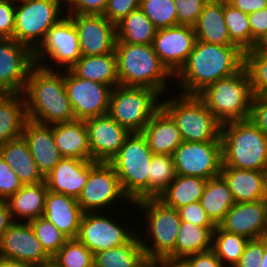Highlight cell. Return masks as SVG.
I'll list each match as a JSON object with an SVG mask.
<instances>
[{
    "label": "cell",
    "mask_w": 267,
    "mask_h": 267,
    "mask_svg": "<svg viewBox=\"0 0 267 267\" xmlns=\"http://www.w3.org/2000/svg\"><path fill=\"white\" fill-rule=\"evenodd\" d=\"M15 29V5L9 0H0V38L13 39Z\"/></svg>",
    "instance_id": "f5cc1de1"
},
{
    "label": "cell",
    "mask_w": 267,
    "mask_h": 267,
    "mask_svg": "<svg viewBox=\"0 0 267 267\" xmlns=\"http://www.w3.org/2000/svg\"><path fill=\"white\" fill-rule=\"evenodd\" d=\"M22 137L30 149L39 172L45 177L63 158L54 140L53 125H43L28 120Z\"/></svg>",
    "instance_id": "7402d4cb"
},
{
    "label": "cell",
    "mask_w": 267,
    "mask_h": 267,
    "mask_svg": "<svg viewBox=\"0 0 267 267\" xmlns=\"http://www.w3.org/2000/svg\"><path fill=\"white\" fill-rule=\"evenodd\" d=\"M249 120L267 136V95L253 96Z\"/></svg>",
    "instance_id": "816d5d0a"
},
{
    "label": "cell",
    "mask_w": 267,
    "mask_h": 267,
    "mask_svg": "<svg viewBox=\"0 0 267 267\" xmlns=\"http://www.w3.org/2000/svg\"><path fill=\"white\" fill-rule=\"evenodd\" d=\"M206 182V179L200 177L176 175L158 199L166 206L179 209L200 201Z\"/></svg>",
    "instance_id": "e575fe53"
},
{
    "label": "cell",
    "mask_w": 267,
    "mask_h": 267,
    "mask_svg": "<svg viewBox=\"0 0 267 267\" xmlns=\"http://www.w3.org/2000/svg\"><path fill=\"white\" fill-rule=\"evenodd\" d=\"M28 121L22 93H0V146L22 136Z\"/></svg>",
    "instance_id": "f546056e"
},
{
    "label": "cell",
    "mask_w": 267,
    "mask_h": 267,
    "mask_svg": "<svg viewBox=\"0 0 267 267\" xmlns=\"http://www.w3.org/2000/svg\"><path fill=\"white\" fill-rule=\"evenodd\" d=\"M74 23L82 56H97L115 51L116 24L103 15L67 14Z\"/></svg>",
    "instance_id": "e0dca14e"
},
{
    "label": "cell",
    "mask_w": 267,
    "mask_h": 267,
    "mask_svg": "<svg viewBox=\"0 0 267 267\" xmlns=\"http://www.w3.org/2000/svg\"><path fill=\"white\" fill-rule=\"evenodd\" d=\"M157 267H189L183 259H172L164 257L154 262Z\"/></svg>",
    "instance_id": "680465c9"
},
{
    "label": "cell",
    "mask_w": 267,
    "mask_h": 267,
    "mask_svg": "<svg viewBox=\"0 0 267 267\" xmlns=\"http://www.w3.org/2000/svg\"><path fill=\"white\" fill-rule=\"evenodd\" d=\"M141 133L153 154L173 155L183 142L176 122L162 107L150 118Z\"/></svg>",
    "instance_id": "d4e9b609"
},
{
    "label": "cell",
    "mask_w": 267,
    "mask_h": 267,
    "mask_svg": "<svg viewBox=\"0 0 267 267\" xmlns=\"http://www.w3.org/2000/svg\"><path fill=\"white\" fill-rule=\"evenodd\" d=\"M157 28L138 8L116 24V43L152 45Z\"/></svg>",
    "instance_id": "d590c367"
},
{
    "label": "cell",
    "mask_w": 267,
    "mask_h": 267,
    "mask_svg": "<svg viewBox=\"0 0 267 267\" xmlns=\"http://www.w3.org/2000/svg\"><path fill=\"white\" fill-rule=\"evenodd\" d=\"M260 267H267V237H264V253Z\"/></svg>",
    "instance_id": "6125c7cd"
},
{
    "label": "cell",
    "mask_w": 267,
    "mask_h": 267,
    "mask_svg": "<svg viewBox=\"0 0 267 267\" xmlns=\"http://www.w3.org/2000/svg\"><path fill=\"white\" fill-rule=\"evenodd\" d=\"M216 227H202L181 221L175 244V259L212 249V233Z\"/></svg>",
    "instance_id": "8d00e7d4"
},
{
    "label": "cell",
    "mask_w": 267,
    "mask_h": 267,
    "mask_svg": "<svg viewBox=\"0 0 267 267\" xmlns=\"http://www.w3.org/2000/svg\"><path fill=\"white\" fill-rule=\"evenodd\" d=\"M248 19L252 34V49L256 41L267 32V7L251 14Z\"/></svg>",
    "instance_id": "db71d44e"
},
{
    "label": "cell",
    "mask_w": 267,
    "mask_h": 267,
    "mask_svg": "<svg viewBox=\"0 0 267 267\" xmlns=\"http://www.w3.org/2000/svg\"><path fill=\"white\" fill-rule=\"evenodd\" d=\"M88 175L89 160L63 157L44 181L49 191L77 199Z\"/></svg>",
    "instance_id": "603a6c76"
},
{
    "label": "cell",
    "mask_w": 267,
    "mask_h": 267,
    "mask_svg": "<svg viewBox=\"0 0 267 267\" xmlns=\"http://www.w3.org/2000/svg\"><path fill=\"white\" fill-rule=\"evenodd\" d=\"M193 28L196 40L216 45H234L224 19V0H209Z\"/></svg>",
    "instance_id": "4316f807"
},
{
    "label": "cell",
    "mask_w": 267,
    "mask_h": 267,
    "mask_svg": "<svg viewBox=\"0 0 267 267\" xmlns=\"http://www.w3.org/2000/svg\"><path fill=\"white\" fill-rule=\"evenodd\" d=\"M183 260L189 267H225L212 250L188 255Z\"/></svg>",
    "instance_id": "11a10c76"
},
{
    "label": "cell",
    "mask_w": 267,
    "mask_h": 267,
    "mask_svg": "<svg viewBox=\"0 0 267 267\" xmlns=\"http://www.w3.org/2000/svg\"><path fill=\"white\" fill-rule=\"evenodd\" d=\"M22 94L30 121L54 125L75 120L65 88L64 70L34 65Z\"/></svg>",
    "instance_id": "7a4b0ae2"
},
{
    "label": "cell",
    "mask_w": 267,
    "mask_h": 267,
    "mask_svg": "<svg viewBox=\"0 0 267 267\" xmlns=\"http://www.w3.org/2000/svg\"><path fill=\"white\" fill-rule=\"evenodd\" d=\"M140 9L157 29L178 25L174 0H141Z\"/></svg>",
    "instance_id": "7bdbcfd3"
},
{
    "label": "cell",
    "mask_w": 267,
    "mask_h": 267,
    "mask_svg": "<svg viewBox=\"0 0 267 267\" xmlns=\"http://www.w3.org/2000/svg\"><path fill=\"white\" fill-rule=\"evenodd\" d=\"M108 0H68L66 14L103 15Z\"/></svg>",
    "instance_id": "f907efd6"
},
{
    "label": "cell",
    "mask_w": 267,
    "mask_h": 267,
    "mask_svg": "<svg viewBox=\"0 0 267 267\" xmlns=\"http://www.w3.org/2000/svg\"><path fill=\"white\" fill-rule=\"evenodd\" d=\"M161 100L151 88L117 85L110 94L108 115L130 133L142 132L161 108Z\"/></svg>",
    "instance_id": "9c48e42d"
},
{
    "label": "cell",
    "mask_w": 267,
    "mask_h": 267,
    "mask_svg": "<svg viewBox=\"0 0 267 267\" xmlns=\"http://www.w3.org/2000/svg\"><path fill=\"white\" fill-rule=\"evenodd\" d=\"M13 222L6 200H0V242Z\"/></svg>",
    "instance_id": "6f0895ef"
},
{
    "label": "cell",
    "mask_w": 267,
    "mask_h": 267,
    "mask_svg": "<svg viewBox=\"0 0 267 267\" xmlns=\"http://www.w3.org/2000/svg\"><path fill=\"white\" fill-rule=\"evenodd\" d=\"M199 202L216 225L224 219L227 211L235 204L232 192L221 175L207 180Z\"/></svg>",
    "instance_id": "836d02e7"
},
{
    "label": "cell",
    "mask_w": 267,
    "mask_h": 267,
    "mask_svg": "<svg viewBox=\"0 0 267 267\" xmlns=\"http://www.w3.org/2000/svg\"><path fill=\"white\" fill-rule=\"evenodd\" d=\"M224 231L245 236L248 239L266 237L267 201L235 203L218 224Z\"/></svg>",
    "instance_id": "44dd1931"
},
{
    "label": "cell",
    "mask_w": 267,
    "mask_h": 267,
    "mask_svg": "<svg viewBox=\"0 0 267 267\" xmlns=\"http://www.w3.org/2000/svg\"><path fill=\"white\" fill-rule=\"evenodd\" d=\"M172 156L177 175L200 177L206 180L220 175L221 142L183 141Z\"/></svg>",
    "instance_id": "5bb4252c"
},
{
    "label": "cell",
    "mask_w": 267,
    "mask_h": 267,
    "mask_svg": "<svg viewBox=\"0 0 267 267\" xmlns=\"http://www.w3.org/2000/svg\"><path fill=\"white\" fill-rule=\"evenodd\" d=\"M85 124L88 130L90 160L110 163L130 132L108 114L88 118Z\"/></svg>",
    "instance_id": "ffe728a7"
},
{
    "label": "cell",
    "mask_w": 267,
    "mask_h": 267,
    "mask_svg": "<svg viewBox=\"0 0 267 267\" xmlns=\"http://www.w3.org/2000/svg\"><path fill=\"white\" fill-rule=\"evenodd\" d=\"M34 65L33 51L28 46L0 38V93H23Z\"/></svg>",
    "instance_id": "2e32d148"
},
{
    "label": "cell",
    "mask_w": 267,
    "mask_h": 267,
    "mask_svg": "<svg viewBox=\"0 0 267 267\" xmlns=\"http://www.w3.org/2000/svg\"><path fill=\"white\" fill-rule=\"evenodd\" d=\"M176 175L172 155L153 154L149 169V198H158Z\"/></svg>",
    "instance_id": "ab89813d"
},
{
    "label": "cell",
    "mask_w": 267,
    "mask_h": 267,
    "mask_svg": "<svg viewBox=\"0 0 267 267\" xmlns=\"http://www.w3.org/2000/svg\"><path fill=\"white\" fill-rule=\"evenodd\" d=\"M109 213L110 211L107 213L105 211L85 212L81 219L76 238L93 255L103 250L124 245L137 233L135 229L137 223L129 227L128 225L131 224L120 222L117 216L112 217L116 213Z\"/></svg>",
    "instance_id": "4fadbf2b"
},
{
    "label": "cell",
    "mask_w": 267,
    "mask_h": 267,
    "mask_svg": "<svg viewBox=\"0 0 267 267\" xmlns=\"http://www.w3.org/2000/svg\"><path fill=\"white\" fill-rule=\"evenodd\" d=\"M264 253V237L249 239L235 267H260Z\"/></svg>",
    "instance_id": "681fc988"
},
{
    "label": "cell",
    "mask_w": 267,
    "mask_h": 267,
    "mask_svg": "<svg viewBox=\"0 0 267 267\" xmlns=\"http://www.w3.org/2000/svg\"><path fill=\"white\" fill-rule=\"evenodd\" d=\"M153 153L141 132L130 133L110 161L124 194L134 203L149 198V169Z\"/></svg>",
    "instance_id": "52a82bcc"
},
{
    "label": "cell",
    "mask_w": 267,
    "mask_h": 267,
    "mask_svg": "<svg viewBox=\"0 0 267 267\" xmlns=\"http://www.w3.org/2000/svg\"><path fill=\"white\" fill-rule=\"evenodd\" d=\"M84 213L77 199L47 191L43 217L53 223L69 239L77 237Z\"/></svg>",
    "instance_id": "cb8c5ba5"
},
{
    "label": "cell",
    "mask_w": 267,
    "mask_h": 267,
    "mask_svg": "<svg viewBox=\"0 0 267 267\" xmlns=\"http://www.w3.org/2000/svg\"><path fill=\"white\" fill-rule=\"evenodd\" d=\"M209 0H174L177 10L178 25L193 26Z\"/></svg>",
    "instance_id": "f6af8a7d"
},
{
    "label": "cell",
    "mask_w": 267,
    "mask_h": 267,
    "mask_svg": "<svg viewBox=\"0 0 267 267\" xmlns=\"http://www.w3.org/2000/svg\"><path fill=\"white\" fill-rule=\"evenodd\" d=\"M265 200L267 201V170H266V176H265Z\"/></svg>",
    "instance_id": "03108f58"
},
{
    "label": "cell",
    "mask_w": 267,
    "mask_h": 267,
    "mask_svg": "<svg viewBox=\"0 0 267 267\" xmlns=\"http://www.w3.org/2000/svg\"><path fill=\"white\" fill-rule=\"evenodd\" d=\"M11 3H13L14 5L20 4V3H24V2H28L31 0H9Z\"/></svg>",
    "instance_id": "e7e4bbea"
},
{
    "label": "cell",
    "mask_w": 267,
    "mask_h": 267,
    "mask_svg": "<svg viewBox=\"0 0 267 267\" xmlns=\"http://www.w3.org/2000/svg\"><path fill=\"white\" fill-rule=\"evenodd\" d=\"M0 257L38 266L50 262L29 222H13L0 242Z\"/></svg>",
    "instance_id": "d6986e66"
},
{
    "label": "cell",
    "mask_w": 267,
    "mask_h": 267,
    "mask_svg": "<svg viewBox=\"0 0 267 267\" xmlns=\"http://www.w3.org/2000/svg\"><path fill=\"white\" fill-rule=\"evenodd\" d=\"M248 238L224 231L219 225L212 233V251L225 267H235L241 258Z\"/></svg>",
    "instance_id": "74e56055"
},
{
    "label": "cell",
    "mask_w": 267,
    "mask_h": 267,
    "mask_svg": "<svg viewBox=\"0 0 267 267\" xmlns=\"http://www.w3.org/2000/svg\"><path fill=\"white\" fill-rule=\"evenodd\" d=\"M65 5L64 0H31L15 5L13 39L34 51L46 32L66 15Z\"/></svg>",
    "instance_id": "30bf717a"
},
{
    "label": "cell",
    "mask_w": 267,
    "mask_h": 267,
    "mask_svg": "<svg viewBox=\"0 0 267 267\" xmlns=\"http://www.w3.org/2000/svg\"><path fill=\"white\" fill-rule=\"evenodd\" d=\"M198 96L222 124L249 119L253 94L244 67L210 84Z\"/></svg>",
    "instance_id": "ba28073f"
},
{
    "label": "cell",
    "mask_w": 267,
    "mask_h": 267,
    "mask_svg": "<svg viewBox=\"0 0 267 267\" xmlns=\"http://www.w3.org/2000/svg\"><path fill=\"white\" fill-rule=\"evenodd\" d=\"M114 52L119 85L151 88L162 97L171 93L168 88L174 76L161 63L152 45L116 43Z\"/></svg>",
    "instance_id": "277c9868"
},
{
    "label": "cell",
    "mask_w": 267,
    "mask_h": 267,
    "mask_svg": "<svg viewBox=\"0 0 267 267\" xmlns=\"http://www.w3.org/2000/svg\"><path fill=\"white\" fill-rule=\"evenodd\" d=\"M64 81L75 119L108 114L111 87L77 77L70 70H64Z\"/></svg>",
    "instance_id": "9a60e30c"
},
{
    "label": "cell",
    "mask_w": 267,
    "mask_h": 267,
    "mask_svg": "<svg viewBox=\"0 0 267 267\" xmlns=\"http://www.w3.org/2000/svg\"><path fill=\"white\" fill-rule=\"evenodd\" d=\"M94 255L77 238H70L52 257L59 267H93Z\"/></svg>",
    "instance_id": "60d3db41"
},
{
    "label": "cell",
    "mask_w": 267,
    "mask_h": 267,
    "mask_svg": "<svg viewBox=\"0 0 267 267\" xmlns=\"http://www.w3.org/2000/svg\"><path fill=\"white\" fill-rule=\"evenodd\" d=\"M220 175L227 182L235 203L265 199L266 171L221 167Z\"/></svg>",
    "instance_id": "484cf974"
},
{
    "label": "cell",
    "mask_w": 267,
    "mask_h": 267,
    "mask_svg": "<svg viewBox=\"0 0 267 267\" xmlns=\"http://www.w3.org/2000/svg\"><path fill=\"white\" fill-rule=\"evenodd\" d=\"M81 56L78 33L67 14L46 32L33 51L34 64L48 70H69Z\"/></svg>",
    "instance_id": "7c38bea8"
},
{
    "label": "cell",
    "mask_w": 267,
    "mask_h": 267,
    "mask_svg": "<svg viewBox=\"0 0 267 267\" xmlns=\"http://www.w3.org/2000/svg\"><path fill=\"white\" fill-rule=\"evenodd\" d=\"M54 140L62 157L90 160L88 130L85 120L53 125Z\"/></svg>",
    "instance_id": "83f0119b"
},
{
    "label": "cell",
    "mask_w": 267,
    "mask_h": 267,
    "mask_svg": "<svg viewBox=\"0 0 267 267\" xmlns=\"http://www.w3.org/2000/svg\"><path fill=\"white\" fill-rule=\"evenodd\" d=\"M242 67L243 52L237 46L196 40L185 64L174 75V89L179 88L177 92L181 94L198 95L210 84L237 73Z\"/></svg>",
    "instance_id": "6da1fadb"
},
{
    "label": "cell",
    "mask_w": 267,
    "mask_h": 267,
    "mask_svg": "<svg viewBox=\"0 0 267 267\" xmlns=\"http://www.w3.org/2000/svg\"><path fill=\"white\" fill-rule=\"evenodd\" d=\"M36 238L52 258L69 239L53 223L41 216L29 222Z\"/></svg>",
    "instance_id": "ee69618b"
},
{
    "label": "cell",
    "mask_w": 267,
    "mask_h": 267,
    "mask_svg": "<svg viewBox=\"0 0 267 267\" xmlns=\"http://www.w3.org/2000/svg\"><path fill=\"white\" fill-rule=\"evenodd\" d=\"M177 210L181 221L191 222L202 227L217 226L207 215L199 201L185 205Z\"/></svg>",
    "instance_id": "c3c4849f"
},
{
    "label": "cell",
    "mask_w": 267,
    "mask_h": 267,
    "mask_svg": "<svg viewBox=\"0 0 267 267\" xmlns=\"http://www.w3.org/2000/svg\"><path fill=\"white\" fill-rule=\"evenodd\" d=\"M22 182L13 169L0 156V200H7L14 195L21 187Z\"/></svg>",
    "instance_id": "bcb514c9"
},
{
    "label": "cell",
    "mask_w": 267,
    "mask_h": 267,
    "mask_svg": "<svg viewBox=\"0 0 267 267\" xmlns=\"http://www.w3.org/2000/svg\"><path fill=\"white\" fill-rule=\"evenodd\" d=\"M234 8L243 13L251 14L267 7V0H226Z\"/></svg>",
    "instance_id": "9f6ffc18"
},
{
    "label": "cell",
    "mask_w": 267,
    "mask_h": 267,
    "mask_svg": "<svg viewBox=\"0 0 267 267\" xmlns=\"http://www.w3.org/2000/svg\"><path fill=\"white\" fill-rule=\"evenodd\" d=\"M35 267H59V266L53 260H51L50 262L40 264V265L35 266Z\"/></svg>",
    "instance_id": "be15d7a7"
},
{
    "label": "cell",
    "mask_w": 267,
    "mask_h": 267,
    "mask_svg": "<svg viewBox=\"0 0 267 267\" xmlns=\"http://www.w3.org/2000/svg\"><path fill=\"white\" fill-rule=\"evenodd\" d=\"M147 267H157L154 263H150Z\"/></svg>",
    "instance_id": "003e7915"
},
{
    "label": "cell",
    "mask_w": 267,
    "mask_h": 267,
    "mask_svg": "<svg viewBox=\"0 0 267 267\" xmlns=\"http://www.w3.org/2000/svg\"><path fill=\"white\" fill-rule=\"evenodd\" d=\"M94 267H147L140 237L136 233L126 244L94 254Z\"/></svg>",
    "instance_id": "d6a6232c"
},
{
    "label": "cell",
    "mask_w": 267,
    "mask_h": 267,
    "mask_svg": "<svg viewBox=\"0 0 267 267\" xmlns=\"http://www.w3.org/2000/svg\"><path fill=\"white\" fill-rule=\"evenodd\" d=\"M222 167L267 170V136L249 119L221 126Z\"/></svg>",
    "instance_id": "5b68a950"
},
{
    "label": "cell",
    "mask_w": 267,
    "mask_h": 267,
    "mask_svg": "<svg viewBox=\"0 0 267 267\" xmlns=\"http://www.w3.org/2000/svg\"><path fill=\"white\" fill-rule=\"evenodd\" d=\"M224 19L231 42L242 52L252 50V34L248 14L224 0Z\"/></svg>",
    "instance_id": "f35d334b"
},
{
    "label": "cell",
    "mask_w": 267,
    "mask_h": 267,
    "mask_svg": "<svg viewBox=\"0 0 267 267\" xmlns=\"http://www.w3.org/2000/svg\"><path fill=\"white\" fill-rule=\"evenodd\" d=\"M75 76L108 85H119L115 52L97 56H81L69 69Z\"/></svg>",
    "instance_id": "1f68e13d"
},
{
    "label": "cell",
    "mask_w": 267,
    "mask_h": 267,
    "mask_svg": "<svg viewBox=\"0 0 267 267\" xmlns=\"http://www.w3.org/2000/svg\"><path fill=\"white\" fill-rule=\"evenodd\" d=\"M141 0H108L103 16L117 24L132 11L140 8Z\"/></svg>",
    "instance_id": "7dc6e473"
},
{
    "label": "cell",
    "mask_w": 267,
    "mask_h": 267,
    "mask_svg": "<svg viewBox=\"0 0 267 267\" xmlns=\"http://www.w3.org/2000/svg\"><path fill=\"white\" fill-rule=\"evenodd\" d=\"M48 191L45 181L38 184L23 185L6 202L15 222H30L43 216L45 196Z\"/></svg>",
    "instance_id": "f1b7e54d"
},
{
    "label": "cell",
    "mask_w": 267,
    "mask_h": 267,
    "mask_svg": "<svg viewBox=\"0 0 267 267\" xmlns=\"http://www.w3.org/2000/svg\"><path fill=\"white\" fill-rule=\"evenodd\" d=\"M243 67L248 75L253 96L267 95V56L253 50L245 51Z\"/></svg>",
    "instance_id": "b9f144b4"
},
{
    "label": "cell",
    "mask_w": 267,
    "mask_h": 267,
    "mask_svg": "<svg viewBox=\"0 0 267 267\" xmlns=\"http://www.w3.org/2000/svg\"><path fill=\"white\" fill-rule=\"evenodd\" d=\"M195 42L193 26L179 24L158 29L152 46L161 63L174 76L185 64Z\"/></svg>",
    "instance_id": "ac0fdd59"
},
{
    "label": "cell",
    "mask_w": 267,
    "mask_h": 267,
    "mask_svg": "<svg viewBox=\"0 0 267 267\" xmlns=\"http://www.w3.org/2000/svg\"><path fill=\"white\" fill-rule=\"evenodd\" d=\"M133 206L138 207L133 209L140 211L138 213L142 214L143 221L145 220L146 231L143 228L141 232L139 225L136 229L146 259L150 263L164 257L175 259V244L181 225L178 210L166 206L158 198H144L134 202Z\"/></svg>",
    "instance_id": "3957f363"
},
{
    "label": "cell",
    "mask_w": 267,
    "mask_h": 267,
    "mask_svg": "<svg viewBox=\"0 0 267 267\" xmlns=\"http://www.w3.org/2000/svg\"><path fill=\"white\" fill-rule=\"evenodd\" d=\"M161 100V107L176 122L183 141L221 142L222 123L198 95L181 94Z\"/></svg>",
    "instance_id": "8992f818"
},
{
    "label": "cell",
    "mask_w": 267,
    "mask_h": 267,
    "mask_svg": "<svg viewBox=\"0 0 267 267\" xmlns=\"http://www.w3.org/2000/svg\"><path fill=\"white\" fill-rule=\"evenodd\" d=\"M252 50L258 54L267 56V32L256 41Z\"/></svg>",
    "instance_id": "91938a15"
},
{
    "label": "cell",
    "mask_w": 267,
    "mask_h": 267,
    "mask_svg": "<svg viewBox=\"0 0 267 267\" xmlns=\"http://www.w3.org/2000/svg\"><path fill=\"white\" fill-rule=\"evenodd\" d=\"M0 156L13 169L23 185L38 184L44 181L37 164L33 159L30 149L24 138L8 141L0 146Z\"/></svg>",
    "instance_id": "4dcf8cb0"
},
{
    "label": "cell",
    "mask_w": 267,
    "mask_h": 267,
    "mask_svg": "<svg viewBox=\"0 0 267 267\" xmlns=\"http://www.w3.org/2000/svg\"><path fill=\"white\" fill-rule=\"evenodd\" d=\"M77 202L84 212H97L100 209L103 212L109 209L115 212L118 202L122 207L125 202L124 208L133 205L124 194L114 167L110 163L93 160H89V175Z\"/></svg>",
    "instance_id": "8fae6325"
},
{
    "label": "cell",
    "mask_w": 267,
    "mask_h": 267,
    "mask_svg": "<svg viewBox=\"0 0 267 267\" xmlns=\"http://www.w3.org/2000/svg\"><path fill=\"white\" fill-rule=\"evenodd\" d=\"M0 267H34V266L14 259L0 257Z\"/></svg>",
    "instance_id": "94428289"
}]
</instances>
